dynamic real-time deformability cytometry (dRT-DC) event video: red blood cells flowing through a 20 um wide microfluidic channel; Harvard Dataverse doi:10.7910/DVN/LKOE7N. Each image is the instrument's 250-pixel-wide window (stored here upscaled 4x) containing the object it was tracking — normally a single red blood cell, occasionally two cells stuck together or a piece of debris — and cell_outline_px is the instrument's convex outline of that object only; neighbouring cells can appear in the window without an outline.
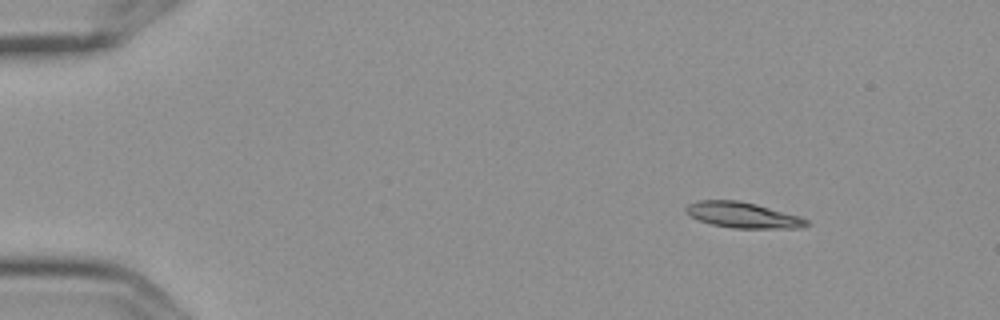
{"species": "Egyptian fruit bat (a non-hibernating species)", "species_latin": "Rousettus aegyptiacus", "temperature_condition": "cold", "stored_images_in_passage": 6, "camera_frame_rate_fps": 3000, "um_per_image_px": 0.085, "frame": {"image": 1, "passage_image": 2, "time_ms": 0.333, "image_size_px": [1000, 320], "cell_outline_px": [[808, 224], [800, 228], [732, 228], [712, 224], [700, 220], [692, 216], [684, 208], [688, 204], [700, 200], [740, 200], [756, 204], [800, 216], [808, 220]], "centroid_in_image_um": [63.16, 18.27], "position_along_channel_um": 21.8, "area_um2": 17.86}}
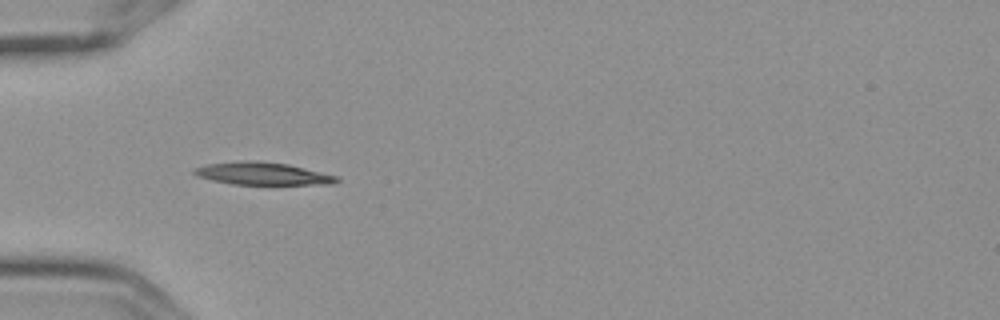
{"frame": {"image": 2, "passage_image": 5, "time_ms": 1.333, "image_size_px": [1000, 320], "cell_outline_px": [[340, 180], [332, 184], [232, 184], [212, 180], [196, 176], [192, 172], [196, 168], [208, 164], [256, 160], [288, 164], [336, 176]], "centroid_in_image_um": [22.31, 14.76], "position_along_channel_um": 62.7, "area_um2": 18.32}}
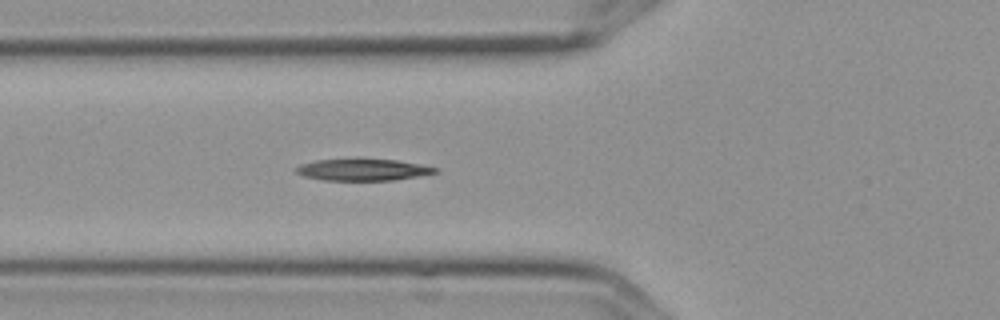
{"frame": {"image": 3, "passage_image": 6, "time_ms": 1.667, "image_size_px": [1000, 320], "cell_outline_px": [[440, 172], [392, 180], [324, 180], [304, 176], [296, 172], [296, 168], [300, 164], [316, 160], [356, 156], [396, 160], [420, 164], [440, 168]], "centroid_in_image_um": [30.84, 14.38], "position_along_channel_um": 95.0, "area_um2": 18.32}}